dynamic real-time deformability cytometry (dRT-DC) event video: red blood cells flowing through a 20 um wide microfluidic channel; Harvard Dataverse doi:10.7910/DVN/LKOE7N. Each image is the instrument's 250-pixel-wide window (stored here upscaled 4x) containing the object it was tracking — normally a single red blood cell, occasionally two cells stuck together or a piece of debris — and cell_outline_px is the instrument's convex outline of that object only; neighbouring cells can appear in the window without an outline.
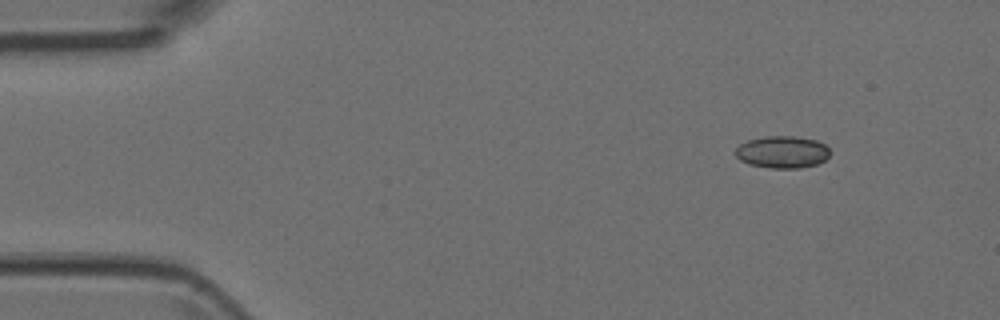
{"species": "Egyptian fruit bat (a non-hibernating species)", "species_latin": "Rousettus aegyptiacus", "temperature_condition": "room temperature", "stored_images_in_passage": 4, "camera_frame_rate_fps": 3000, "um_per_image_px": 0.085, "animal": {"sex": "female"}, "frame": {"image": 1, "passage_image": 1, "time_ms": 0.0, "image_size_px": [1000, 320], "cell_outline_px": [[828, 156], [824, 160], [816, 164], [800, 168], [772, 168], [748, 164], [740, 160], [736, 156], [736, 148], [740, 144], [748, 140], [764, 136], [796, 136], [816, 140], [824, 144], [828, 148]], "centroid_in_image_um": [66.48, 12.92], "position_along_channel_um": 18.5, "area_um2": 17.63}}